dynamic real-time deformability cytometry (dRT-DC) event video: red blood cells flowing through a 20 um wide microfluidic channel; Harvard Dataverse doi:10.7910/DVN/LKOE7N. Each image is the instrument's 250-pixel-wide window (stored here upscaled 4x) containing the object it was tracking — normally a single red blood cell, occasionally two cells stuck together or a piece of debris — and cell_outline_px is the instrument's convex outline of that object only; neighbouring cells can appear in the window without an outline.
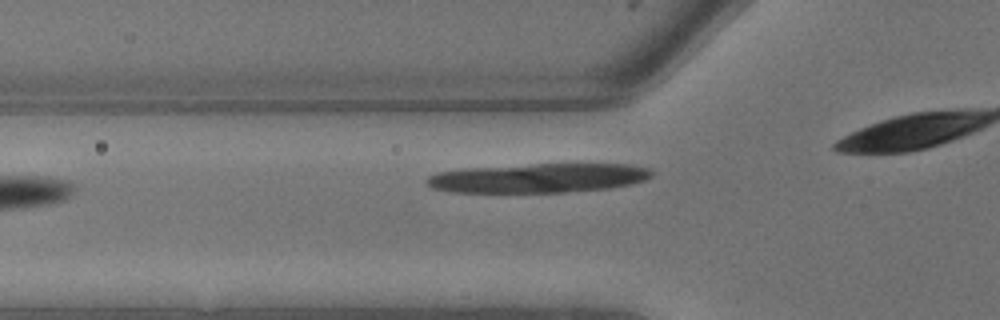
{"species": "common noctule bat (a hibernating species)", "species_latin": "Nyctalus noctula", "temperature_condition": "warm", "stored_images_in_passage": 4, "camera_frame_rate_fps": 3000, "um_per_image_px": 0.085, "animal": {"sex": "male", "body_mass_g": 13.3}, "frame": {"image": 1, "passage_image": 4, "time_ms": 1.0, "image_size_px": [1000, 320], "cell_outline_px": [[652, 176], [644, 180], [632, 184], [608, 188], [564, 192], [448, 192], [432, 188], [424, 184], [424, 180], [428, 176], [440, 172], [464, 168], [532, 164], [628, 164], [648, 168], [652, 172]], "centroid_in_image_um": [45.71, 15.13], "position_along_channel_um": 80.1, "area_um2": 38.44}}